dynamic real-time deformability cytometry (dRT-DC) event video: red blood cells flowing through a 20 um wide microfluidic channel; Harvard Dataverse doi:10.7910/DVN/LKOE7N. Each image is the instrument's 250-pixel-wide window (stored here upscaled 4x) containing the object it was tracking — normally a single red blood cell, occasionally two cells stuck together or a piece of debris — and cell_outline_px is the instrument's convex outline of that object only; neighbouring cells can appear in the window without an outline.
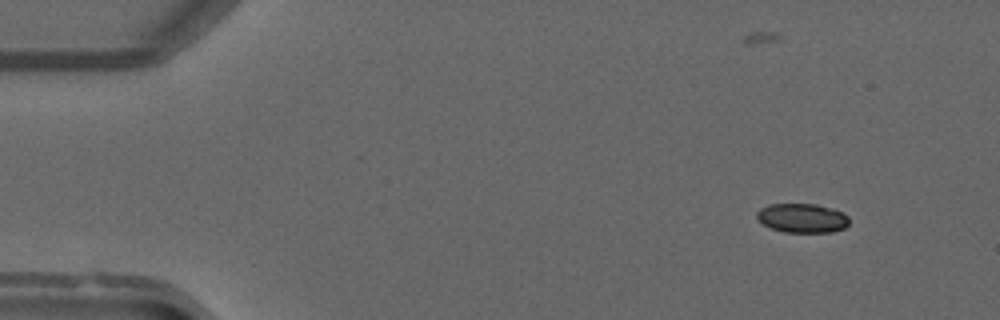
{"species": "common noctule bat (a hibernating species)", "species_latin": "Nyctalus noctula", "temperature_condition": "warm", "stored_images_in_passage": 11, "camera_frame_rate_fps": 3000, "um_per_image_px": 0.085, "animal": {"sex": "male", "forearm_length_mm": 52.5}, "frame": {"image": 1, "passage_image": 6, "time_ms": 1.667, "image_size_px": [1000, 320], "cell_outline_px": [[848, 224], [844, 228], [832, 232], [784, 232], [772, 228], [764, 224], [756, 216], [756, 212], [760, 208], [768, 204], [816, 204], [832, 208], [848, 216]], "centroid_in_image_um": [68.18, 18.53], "position_along_channel_um": 16.8, "area_um2": 15.61}}